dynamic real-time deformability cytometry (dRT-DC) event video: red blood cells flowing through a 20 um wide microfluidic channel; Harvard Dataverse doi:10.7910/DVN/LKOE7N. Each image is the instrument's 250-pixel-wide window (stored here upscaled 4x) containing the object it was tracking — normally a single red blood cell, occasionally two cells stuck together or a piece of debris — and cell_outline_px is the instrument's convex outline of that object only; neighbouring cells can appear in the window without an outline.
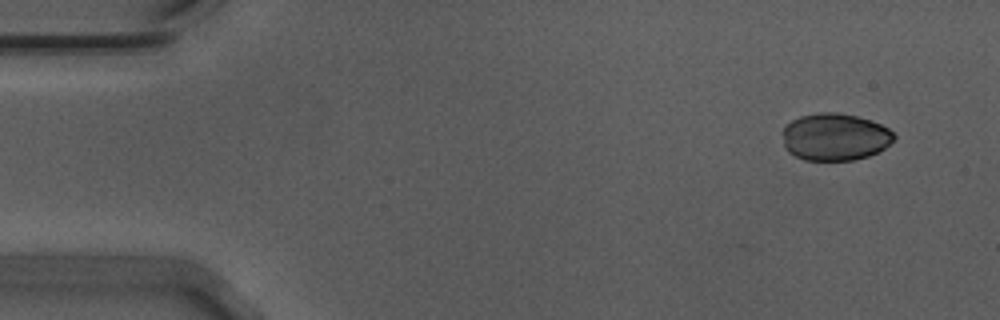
{"species": "Egyptian fruit bat (a non-hibernating species)", "species_latin": "Rousettus aegyptiacus", "temperature_condition": "warm", "stored_images_in_passage": 42, "camera_frame_rate_fps": 3000, "um_per_image_px": 0.085, "animal": {"sex": "male"}, "frame": {"image": 1, "passage_image": 1, "time_ms": 0.0, "image_size_px": [1000, 320], "cell_outline_px": [[896, 136], [884, 148], [868, 156], [852, 160], [804, 160], [788, 152], [784, 148], [784, 124], [800, 116], [820, 112], [836, 112], [856, 116], [872, 120], [888, 128]], "centroid_in_image_um": [70.95, 11.63], "position_along_channel_um": 14.1, "area_um2": 30.63}}
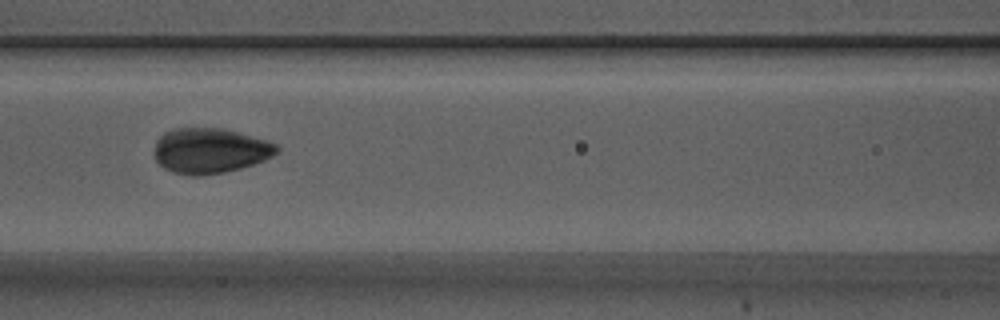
{"frame": {"image": 2, "passage_image": 21, "time_ms": 6.667, "image_size_px": [1000, 320], "cell_outline_px": [[280, 152], [264, 160], [240, 168], [224, 172], [200, 176], [188, 176], [172, 172], [164, 168], [156, 160], [156, 140], [164, 132], [176, 128], [224, 128], [268, 140], [276, 144], [280, 148]], "centroid_in_image_um": [17.88, 12.81], "position_along_channel_um": 148.7, "area_um2": 32.43}}
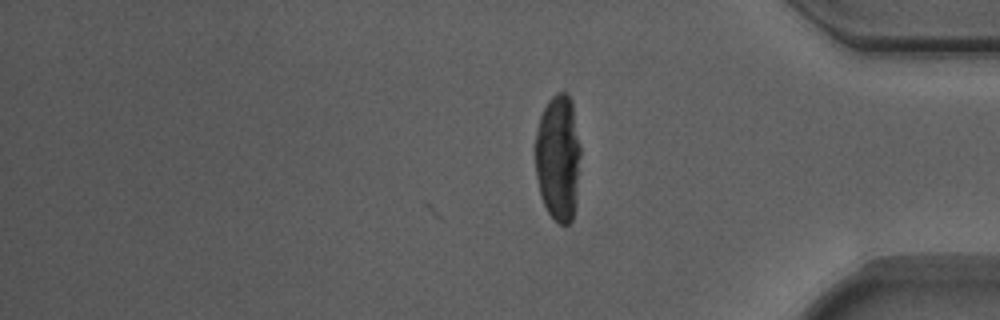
{"frame": {"image": 3, "passage_image": 42, "time_ms": 13.667, "image_size_px": [1000, 320], "cell_outline_px": [[580, 156], [576, 208], [572, 220], [568, 224], [560, 224], [548, 212], [540, 196], [536, 176], [532, 148], [540, 116], [548, 100], [556, 92], [568, 92], [572, 100], [580, 148]], "centroid_in_image_um": [47.42, 13.39], "position_along_channel_um": 387.8, "area_um2": 34.22}}